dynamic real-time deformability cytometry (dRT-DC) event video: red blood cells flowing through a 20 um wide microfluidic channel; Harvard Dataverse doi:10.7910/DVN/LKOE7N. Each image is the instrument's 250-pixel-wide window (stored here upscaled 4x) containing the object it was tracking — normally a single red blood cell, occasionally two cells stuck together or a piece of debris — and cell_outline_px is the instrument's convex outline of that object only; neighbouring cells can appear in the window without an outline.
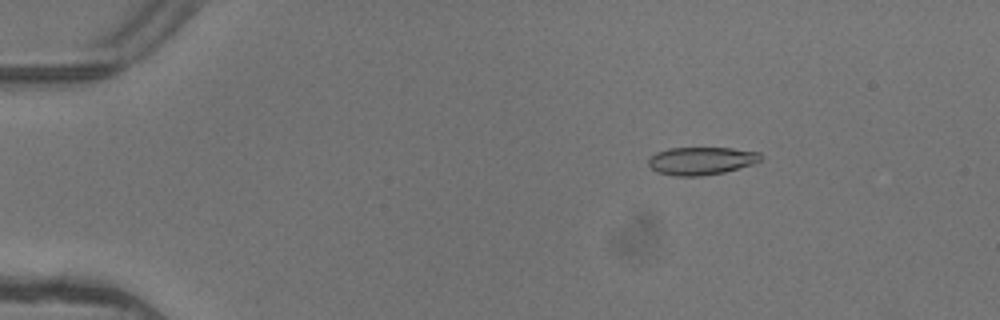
{"species": "common noctule bat (a hibernating species)", "species_latin": "Nyctalus noctula", "temperature_condition": "warm", "stored_images_in_passage": 4, "camera_frame_rate_fps": 3000, "um_per_image_px": 0.085, "animal": {"sex": "female"}, "frame": {"image": 1, "passage_image": 2, "time_ms": 0.333, "image_size_px": [1000, 320], "cell_outline_px": [[764, 156], [760, 160], [752, 164], [724, 172], [700, 176], [676, 176], [656, 172], [648, 164], [648, 160], [656, 152], [668, 148], [732, 148], [760, 152]], "centroid_in_image_um": [59.61, 13.66], "position_along_channel_um": 25.4, "area_um2": 18.21}}
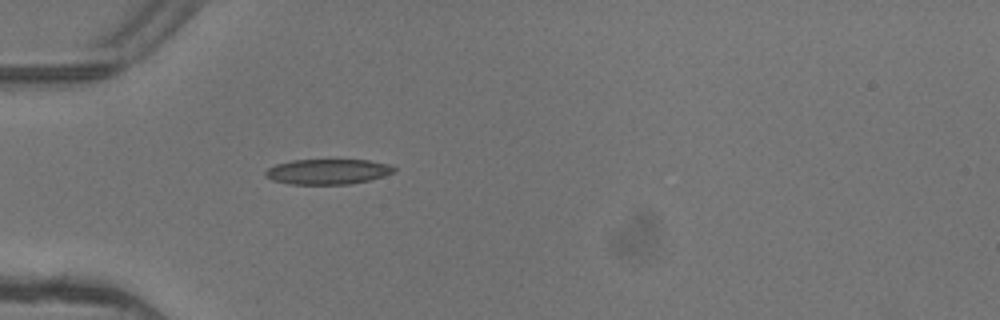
{"frame": {"image": 2, "passage_image": 4, "time_ms": 1.0, "image_size_px": [1000, 320], "cell_outline_px": [[396, 172], [368, 180], [348, 184], [288, 184], [272, 180], [264, 176], [264, 172], [268, 168], [276, 164], [292, 160], [368, 160], [388, 164], [396, 168]], "centroid_in_image_um": [27.83, 14.59], "position_along_channel_um": 57.2, "area_um2": 18.9}}